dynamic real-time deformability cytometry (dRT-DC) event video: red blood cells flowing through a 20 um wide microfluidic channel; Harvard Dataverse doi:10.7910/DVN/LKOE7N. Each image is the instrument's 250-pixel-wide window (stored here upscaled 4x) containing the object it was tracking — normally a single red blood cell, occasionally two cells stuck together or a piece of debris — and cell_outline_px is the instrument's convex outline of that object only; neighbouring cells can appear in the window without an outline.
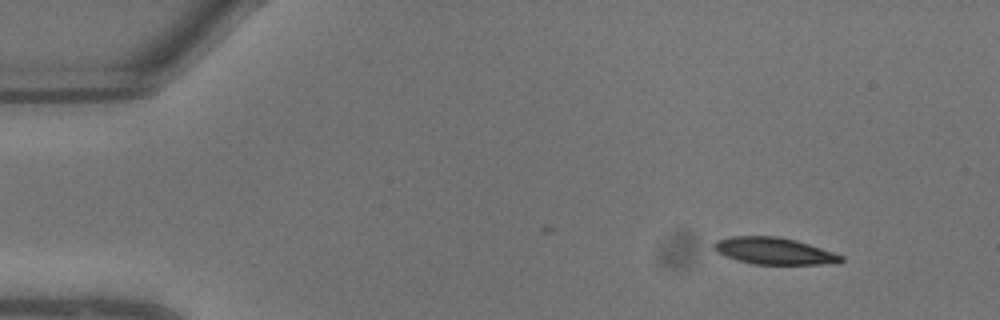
{"species": "common noctule bat (a hibernating species)", "species_latin": "Nyctalus noctula", "temperature_condition": "warm", "stored_images_in_passage": 8, "camera_frame_rate_fps": 3000, "um_per_image_px": 0.085, "animal": {"sex": "male", "body_mass_g": 13.3}, "frame": {"image": 1, "passage_image": 1, "time_ms": 0.0, "image_size_px": [1000, 320], "cell_outline_px": [[844, 260], [820, 264], [752, 264], [736, 260], [724, 256], [716, 252], [712, 248], [712, 244], [716, 240], [732, 236], [776, 236], [796, 240], [844, 256]], "centroid_in_image_um": [65.69, 21.32], "position_along_channel_um": 19.3, "area_um2": 19.77}}
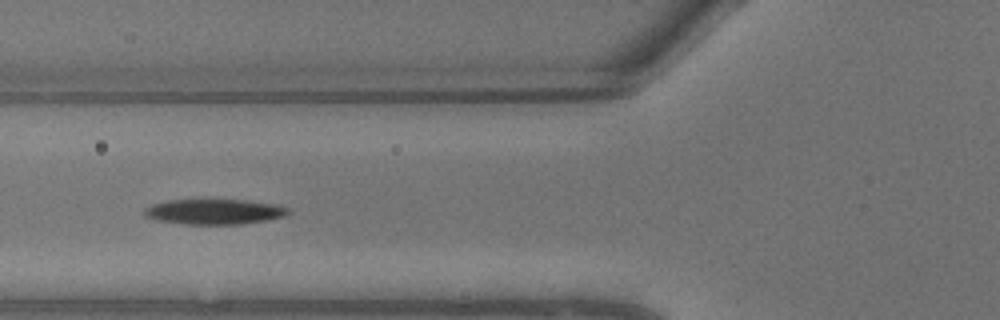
{"frame": {"image": 2, "passage_image": 7, "time_ms": 2.0, "image_size_px": [1000, 320], "cell_outline_px": [[292, 212], [284, 216], [264, 220], [240, 224], [184, 224], [160, 220], [144, 216], [144, 208], [152, 204], [168, 200], [244, 200], [276, 204], [292, 208]], "centroid_in_image_um": [18.25, 17.99], "position_along_channel_um": 107.5, "area_um2": 21.1}}
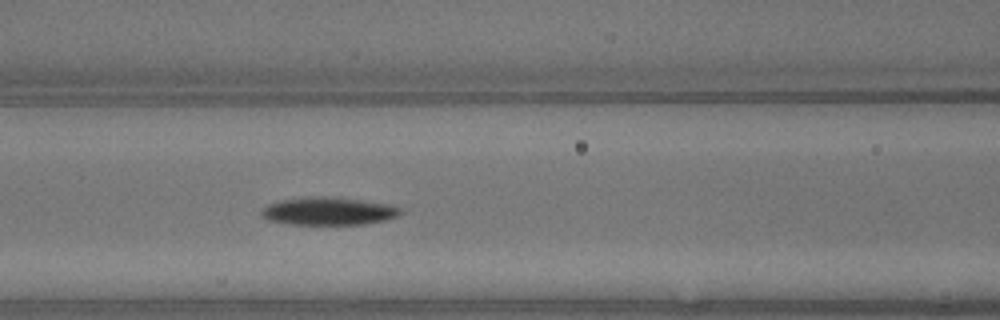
{"frame": {"image": 3, "passage_image": 8, "time_ms": 2.333, "image_size_px": [1000, 320], "cell_outline_px": [[400, 216], [384, 220], [364, 224], [288, 224], [268, 220], [260, 216], [260, 208], [268, 204], [280, 200], [308, 196], [324, 196], [396, 204], [400, 208]], "centroid_in_image_um": [27.9, 17.94], "position_along_channel_um": 138.7, "area_um2": 22.83}}